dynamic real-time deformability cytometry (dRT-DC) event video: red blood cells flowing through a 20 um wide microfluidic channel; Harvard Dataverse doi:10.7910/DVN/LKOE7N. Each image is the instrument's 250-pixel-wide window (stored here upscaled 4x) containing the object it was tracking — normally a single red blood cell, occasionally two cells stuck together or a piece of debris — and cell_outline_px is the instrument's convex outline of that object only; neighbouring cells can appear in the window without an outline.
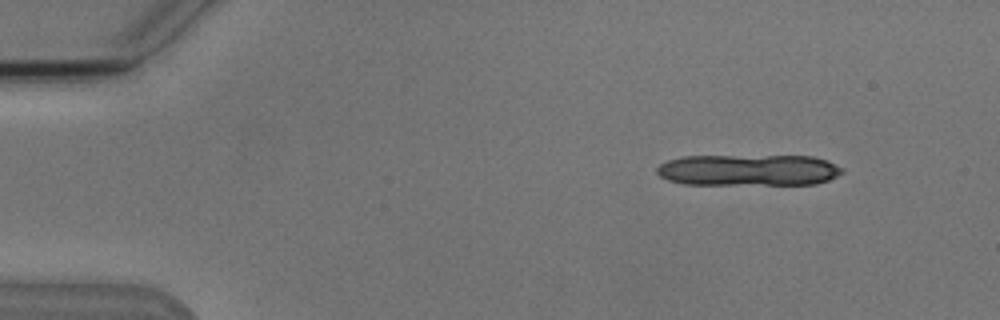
{"species": "Egyptian fruit bat (a non-hibernating species)", "species_latin": "Rousettus aegyptiacus", "temperature_condition": "cold", "stored_images_in_passage": 4, "camera_frame_rate_fps": 3000, "um_per_image_px": 0.085, "animal": {"sex": "male"}, "frame": {"image": 1, "passage_image": 1, "time_ms": 0.0, "image_size_px": [1000, 320], "cell_outline_px": [[844, 172], [828, 180], [816, 184], [684, 184], [668, 180], [660, 176], [656, 172], [656, 168], [660, 164], [668, 160], [680, 156], [812, 156], [828, 160], [844, 168]], "centroid_in_image_um": [63.63, 14.45], "position_along_channel_um": 21.4, "area_um2": 34.1}}